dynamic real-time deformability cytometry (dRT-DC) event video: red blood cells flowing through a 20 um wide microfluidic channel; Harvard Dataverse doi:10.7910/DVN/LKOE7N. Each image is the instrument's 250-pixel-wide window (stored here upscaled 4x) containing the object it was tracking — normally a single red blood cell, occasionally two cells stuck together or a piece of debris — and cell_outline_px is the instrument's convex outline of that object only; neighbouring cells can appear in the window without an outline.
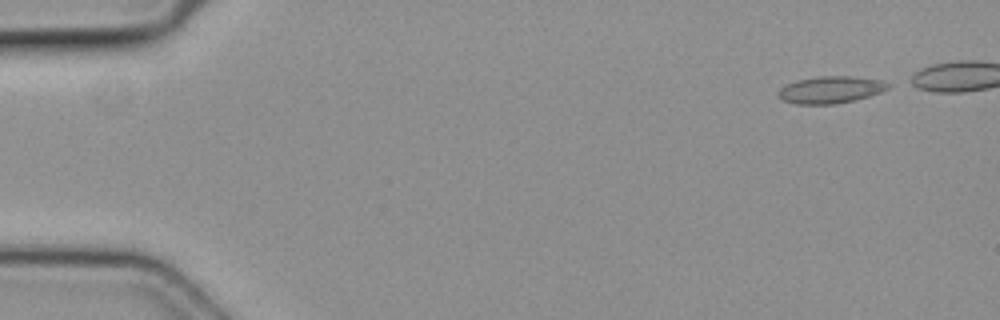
{"species": "common noctule bat (a hibernating species)", "species_latin": "Nyctalus noctula", "temperature_condition": "cold", "stored_images_in_passage": 2, "camera_frame_rate_fps": 3000, "um_per_image_px": 0.085, "animal": {"sex": "female", "body_mass_g": 19.3, "forearm_length_mm": 54.1}, "frame": {"image": 1, "passage_image": 2, "time_ms": 0.333, "image_size_px": [1000, 320], "cell_outline_px": [[892, 84], [888, 88], [880, 92], [856, 100], [836, 104], [796, 104], [780, 100], [776, 92], [780, 88], [788, 84], [800, 80], [820, 76], [848, 76], [880, 80]], "centroid_in_image_um": [70.58, 7.64], "position_along_channel_um": 14.4, "area_um2": 17.22}}